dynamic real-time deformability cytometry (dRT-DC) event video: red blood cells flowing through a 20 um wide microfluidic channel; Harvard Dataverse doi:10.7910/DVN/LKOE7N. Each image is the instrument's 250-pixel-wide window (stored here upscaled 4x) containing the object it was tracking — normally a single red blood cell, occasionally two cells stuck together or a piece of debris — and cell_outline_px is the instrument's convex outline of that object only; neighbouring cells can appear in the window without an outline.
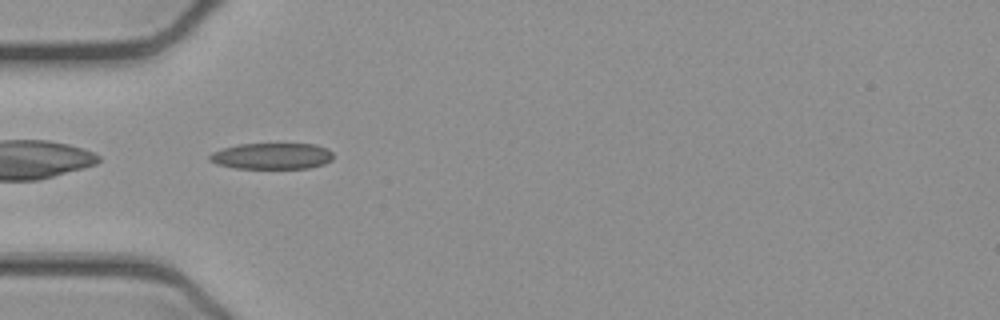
{"species": "common noctule bat (a hibernating species)", "species_latin": "Nyctalus noctula", "temperature_condition": "cold", "stored_images_in_passage": 37, "camera_frame_rate_fps": 3000, "um_per_image_px": 0.085, "animal": {"sex": "female", "body_mass_g": 21.9}, "frame": {"image": 1, "passage_image": 1, "time_ms": 0.0, "image_size_px": [1000, 320], "cell_outline_px": [[332, 160], [324, 164], [308, 168], [236, 168], [216, 164], [208, 160], [208, 156], [212, 152], [224, 148], [240, 144], [316, 144], [328, 148], [332, 152]], "centroid_in_image_um": [23.12, 13.26], "position_along_channel_um": 61.9, "area_um2": 18.9}}
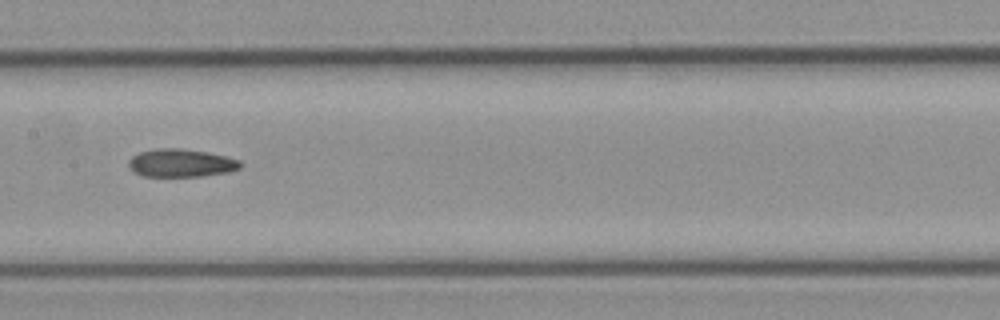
{"frame": {"image": 2, "passage_image": 11, "time_ms": 3.333, "image_size_px": [1000, 320], "cell_outline_px": [[240, 168], [228, 172], [200, 176], [144, 176], [132, 172], [128, 168], [128, 160], [132, 156], [140, 152], [156, 148], [180, 148], [208, 152], [240, 160]], "centroid_in_image_um": [15.33, 13.85], "position_along_channel_um": 192.1, "area_um2": 18.26}}
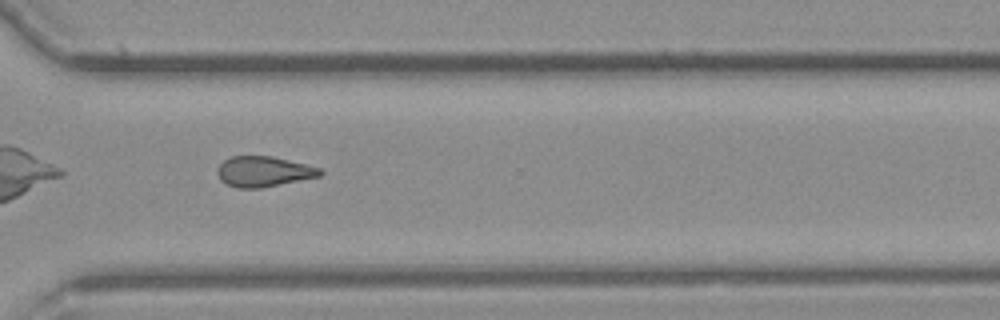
{"frame": {"image": 3, "passage_image": 23, "time_ms": 7.333, "image_size_px": [1000, 320], "cell_outline_px": [[324, 172], [320, 176], [260, 188], [240, 188], [228, 184], [220, 180], [216, 172], [220, 164], [224, 160], [232, 156], [272, 156], [320, 168]], "centroid_in_image_um": [22.39, 14.58], "position_along_channel_um": 348.2, "area_um2": 17.98}, "authors_computed_cell_mechanics": {"area_um2": 18.3226, "velocity_mm_per_s": 3.9253, "shape_relaxation_time_tau1_ms": null, "shape_relaxation_time_tau2_ms": 5.8409, "deformation_change_tau1": null, "deformation_change_tau2": 0.1566}}